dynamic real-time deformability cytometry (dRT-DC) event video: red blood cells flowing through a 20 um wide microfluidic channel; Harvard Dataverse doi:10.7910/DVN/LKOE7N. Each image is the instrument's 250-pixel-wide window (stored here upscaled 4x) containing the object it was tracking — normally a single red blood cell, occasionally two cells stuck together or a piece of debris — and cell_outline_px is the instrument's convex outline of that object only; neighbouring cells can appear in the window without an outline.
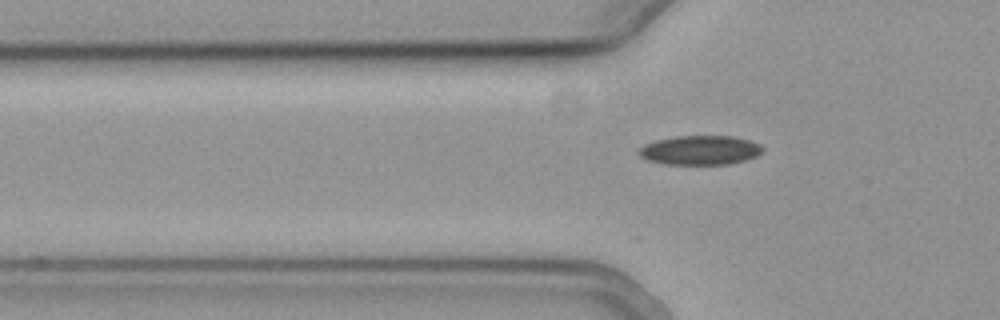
{"species": "common noctule bat (a hibernating species)", "species_latin": "Nyctalus noctula", "temperature_condition": "cold", "stored_images_in_passage": 33, "camera_frame_rate_fps": 3000, "um_per_image_px": 0.085, "animal": {"sex": "female", "body_mass_g": 19.3, "forearm_length_mm": 54.1}, "frame": {"image": 1, "passage_image": 4, "time_ms": 1.0, "image_size_px": [1000, 320], "cell_outline_px": [[764, 148], [756, 156], [744, 160], [728, 164], [664, 164], [648, 160], [640, 156], [636, 152], [644, 144], [656, 140], [676, 136], [732, 136], [752, 140], [760, 144]], "centroid_in_image_um": [59.5, 12.76], "position_along_channel_um": 66.3, "area_um2": 21.15}}
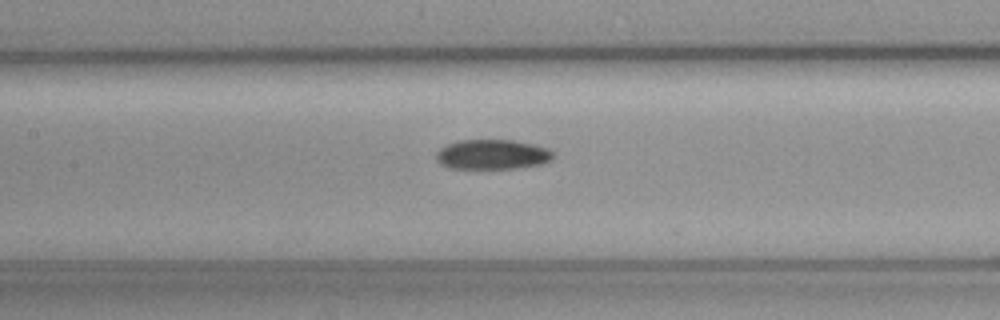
{"frame": {"image": 2, "passage_image": 12, "time_ms": 3.667, "image_size_px": [1000, 320], "cell_outline_px": [[556, 156], [552, 160], [540, 164], [516, 168], [448, 168], [440, 164], [436, 160], [436, 152], [440, 148], [448, 144], [460, 140], [512, 140], [536, 144], [548, 148]], "centroid_in_image_um": [41.86, 13.12], "position_along_channel_um": 165.5, "area_um2": 20.46}}
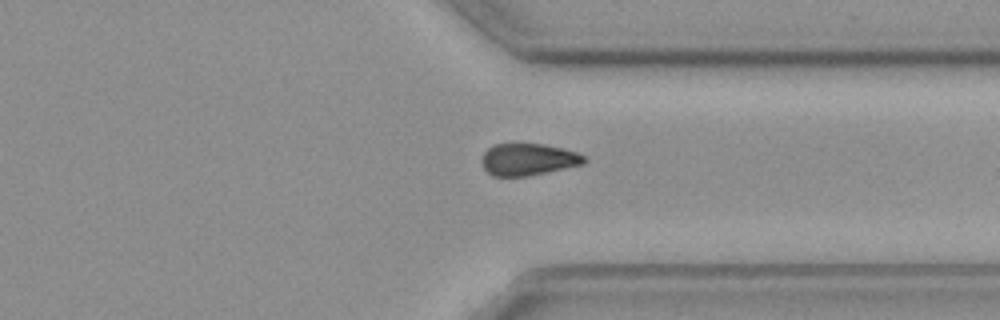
{"frame": {"image": 3, "passage_image": 28, "time_ms": 9.0, "image_size_px": [1000, 320], "cell_outline_px": [[588, 160], [584, 164], [528, 176], [492, 176], [484, 168], [480, 160], [484, 152], [492, 144], [544, 144], [564, 148], [576, 152], [584, 156]], "centroid_in_image_um": [44.89, 13.55], "position_along_channel_um": 366.5, "area_um2": 19.19}}